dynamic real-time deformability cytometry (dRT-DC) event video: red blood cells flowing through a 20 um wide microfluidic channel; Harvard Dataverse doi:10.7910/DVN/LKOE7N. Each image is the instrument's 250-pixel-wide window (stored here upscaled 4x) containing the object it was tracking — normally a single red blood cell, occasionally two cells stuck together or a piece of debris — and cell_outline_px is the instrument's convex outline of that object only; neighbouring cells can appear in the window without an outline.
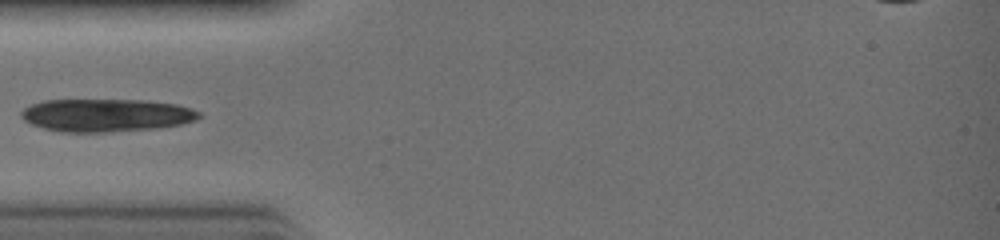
{"species": "common noctule bat (a hibernating species)", "species_latin": "Nyctalus noctula", "temperature_condition": "warm", "stored_images_in_passage": 21, "camera_frame_rate_fps": 3000, "um_per_image_px": 0.085, "animal": {"sex": "female", "body_mass_g": 19.0, "forearm_length_mm": 51.5}, "frame": {"image": 1, "passage_image": 1, "time_ms": 0.0, "image_size_px": [1000, 240], "cell_outline_px": [[200, 116], [196, 120], [180, 124], [156, 128], [108, 132], [60, 132], [44, 128], [32, 124], [24, 120], [20, 116], [20, 112], [24, 108], [32, 104], [44, 100], [144, 100], [176, 104], [192, 108], [200, 112]], "centroid_in_image_um": [9.01, 9.79], "position_along_channel_um": 76.0, "area_um2": 34.04}}
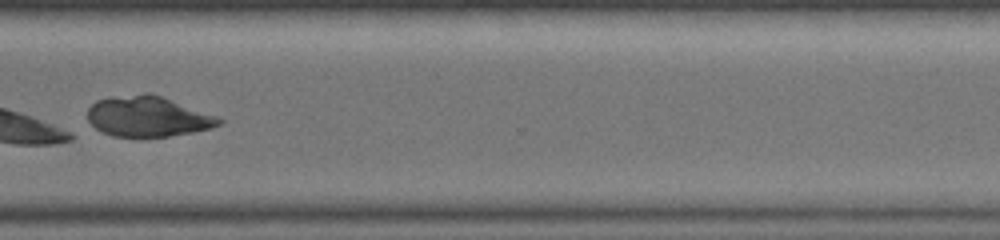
{"frame": {"image": 2, "passage_image": 15, "time_ms": 4.667, "image_size_px": [1000, 240], "cell_outline_px": [[224, 124], [212, 128], [192, 132], [168, 136], [112, 136], [100, 132], [92, 128], [88, 124], [88, 108], [96, 100], [108, 96], [144, 92], [148, 92], [220, 116], [224, 120]], "centroid_in_image_um": [12.55, 9.88], "position_along_channel_um": 358.0, "area_um2": 31.62}}